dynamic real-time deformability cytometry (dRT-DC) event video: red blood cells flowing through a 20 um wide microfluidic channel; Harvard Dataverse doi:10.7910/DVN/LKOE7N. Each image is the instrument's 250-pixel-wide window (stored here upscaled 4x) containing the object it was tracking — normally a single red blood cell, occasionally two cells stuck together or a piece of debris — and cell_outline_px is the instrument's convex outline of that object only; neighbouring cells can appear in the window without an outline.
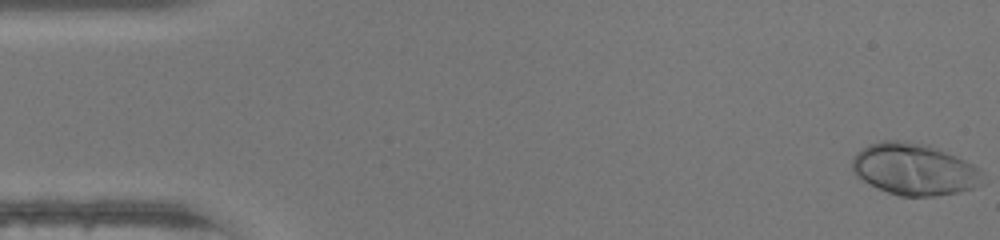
{"species": "human", "species_latin": "Homo sapiens", "temperature_condition": "warm", "stored_images_in_passage": 47, "camera_frame_rate_fps": 3000, "um_per_image_px": 0.085, "donor": {"sex": "female"}, "frame": {"image": 1, "passage_image": 1, "time_ms": 0.0, "image_size_px": [1000, 240], "cell_outline_px": [[984, 184], [960, 192], [936, 196], [900, 196], [888, 192], [864, 180], [852, 172], [852, 156], [860, 148], [868, 144], [884, 140], [900, 140], [928, 144], [956, 156], [980, 168], [984, 172]], "centroid_in_image_um": [77.74, 14.38], "position_along_channel_um": 7.3, "area_um2": 39.65}}
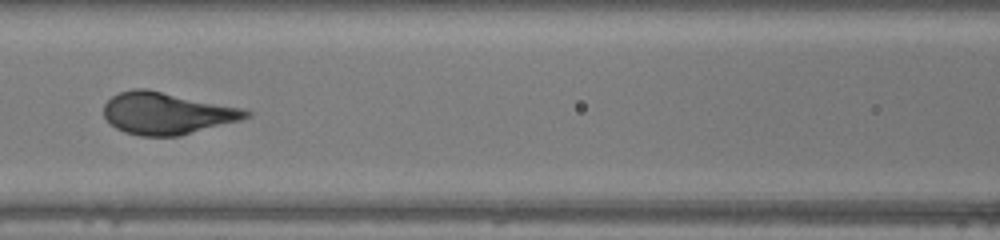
{"frame": {"image": 2, "passage_image": 21, "time_ms": 6.667, "image_size_px": [1000, 240], "cell_outline_px": [[252, 116], [240, 120], [180, 136], [140, 136], [124, 132], [116, 128], [104, 116], [104, 104], [112, 96], [120, 92], [132, 88], [148, 88], [244, 108], [252, 112]], "centroid_in_image_um": [14.2, 9.62], "position_along_channel_um": 152.4, "area_um2": 35.08}}
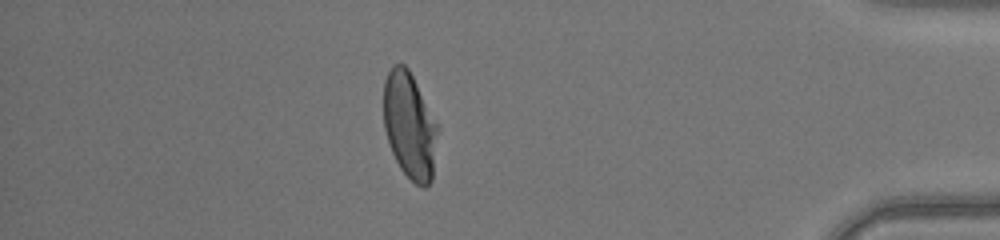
{"frame": {"image": 3, "passage_image": 41, "time_ms": 13.333, "image_size_px": [1000, 240], "cell_outline_px": [[440, 128], [432, 180], [424, 188], [416, 184], [400, 168], [392, 152], [384, 128], [384, 80], [392, 64], [404, 64], [408, 68]], "centroid_in_image_um": [34.84, 10.68], "position_along_channel_um": 400.4, "area_um2": 33.7}, "authors_computed_cell_mechanics": {"area_um2": 34.7956, "velocity_mm_per_s": 4.4051, "shape_relaxation_time_tau1_ms": 3.0024, "shape_relaxation_time_tau2_ms": null, "deformation_change_tau1": 0.2192, "deformation_change_tau2": null}}